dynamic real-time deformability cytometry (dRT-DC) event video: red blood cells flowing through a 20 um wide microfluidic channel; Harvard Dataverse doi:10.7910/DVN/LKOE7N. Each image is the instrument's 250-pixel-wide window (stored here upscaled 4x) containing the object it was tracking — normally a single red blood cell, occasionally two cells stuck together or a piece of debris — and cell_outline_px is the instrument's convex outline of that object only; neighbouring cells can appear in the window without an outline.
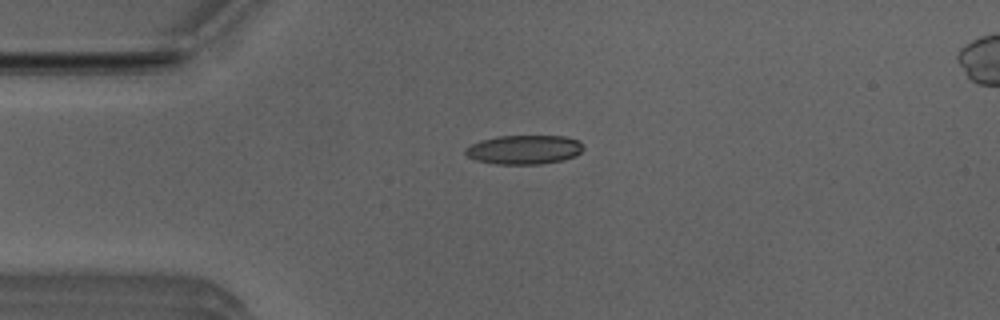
{"species": "Egyptian fruit bat (a non-hibernating species)", "species_latin": "Rousettus aegyptiacus", "temperature_condition": "room temperature", "stored_images_in_passage": 35, "camera_frame_rate_fps": 3000, "um_per_image_px": 0.085, "animal": {"sex": "male"}, "frame": {"image": 1, "passage_image": 3, "time_ms": 0.667, "image_size_px": [1000, 320], "cell_outline_px": [[584, 148], [576, 156], [564, 160], [540, 164], [496, 164], [476, 160], [468, 156], [464, 152], [464, 148], [480, 140], [496, 136], [564, 136], [580, 140], [584, 144]], "centroid_in_image_um": [44.58, 12.71], "position_along_channel_um": 40.4, "area_um2": 20.23}}
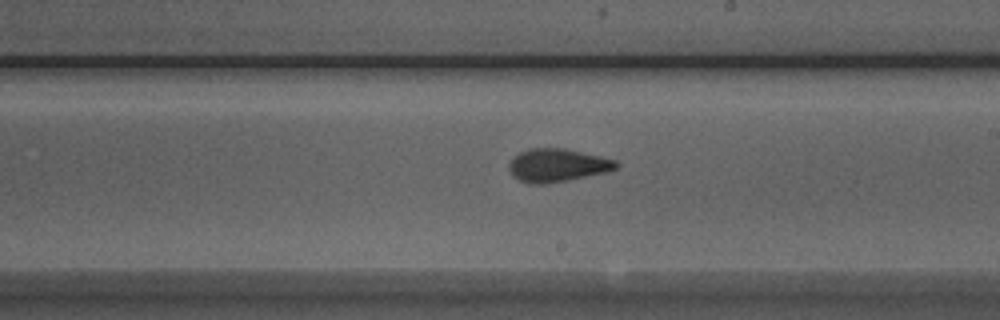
{"frame": {"image": 2, "passage_image": 20, "time_ms": 6.333, "image_size_px": [1000, 320], "cell_outline_px": [[620, 164], [616, 168], [608, 172], [568, 180], [544, 184], [528, 184], [512, 176], [508, 168], [508, 164], [520, 152], [528, 148], [564, 148], [600, 156], [616, 160]], "centroid_in_image_um": [47.38, 14.05], "position_along_channel_um": 241.6, "area_um2": 20.75}}
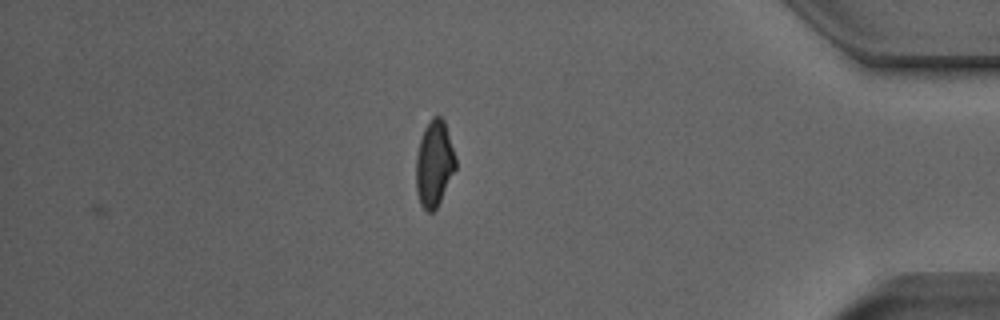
{"frame": {"image": 3, "passage_image": 35, "time_ms": 11.333, "image_size_px": [1000, 320], "cell_outline_px": [[456, 168], [436, 208], [432, 212], [424, 212], [420, 204], [416, 192], [416, 156], [420, 140], [424, 128], [432, 116], [440, 116], [444, 120], [456, 160]], "centroid_in_image_um": [36.89, 13.93], "position_along_channel_um": 398.3, "area_um2": 19.77}, "authors_computed_cell_mechanics": {"area_um2": 20.23, "velocity_mm_per_s": 3.9555, "shape_relaxation_time_tau1_ms": 8.0764, "shape_relaxation_time_tau2_ms": 1.27, "deformation_change_tau1": 0.2146, "deformation_change_tau2": 0.0703}}